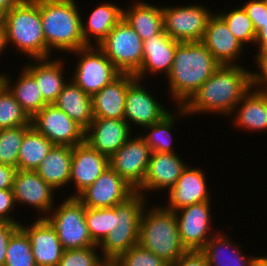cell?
<instances>
[{
	"instance_id": "obj_1",
	"label": "cell",
	"mask_w": 267,
	"mask_h": 266,
	"mask_svg": "<svg viewBox=\"0 0 267 266\" xmlns=\"http://www.w3.org/2000/svg\"><path fill=\"white\" fill-rule=\"evenodd\" d=\"M245 65H220L182 106L189 117L221 114L230 117L236 105L252 88V69Z\"/></svg>"
},
{
	"instance_id": "obj_2",
	"label": "cell",
	"mask_w": 267,
	"mask_h": 266,
	"mask_svg": "<svg viewBox=\"0 0 267 266\" xmlns=\"http://www.w3.org/2000/svg\"><path fill=\"white\" fill-rule=\"evenodd\" d=\"M219 66L201 41L179 43L165 78L172 102L182 107Z\"/></svg>"
},
{
	"instance_id": "obj_3",
	"label": "cell",
	"mask_w": 267,
	"mask_h": 266,
	"mask_svg": "<svg viewBox=\"0 0 267 266\" xmlns=\"http://www.w3.org/2000/svg\"><path fill=\"white\" fill-rule=\"evenodd\" d=\"M75 0H40V15L48 51L71 54L86 47L82 36V13ZM79 9V10H78Z\"/></svg>"
},
{
	"instance_id": "obj_4",
	"label": "cell",
	"mask_w": 267,
	"mask_h": 266,
	"mask_svg": "<svg viewBox=\"0 0 267 266\" xmlns=\"http://www.w3.org/2000/svg\"><path fill=\"white\" fill-rule=\"evenodd\" d=\"M7 46L29 59L49 58L40 15V0H23L4 14Z\"/></svg>"
},
{
	"instance_id": "obj_5",
	"label": "cell",
	"mask_w": 267,
	"mask_h": 266,
	"mask_svg": "<svg viewBox=\"0 0 267 266\" xmlns=\"http://www.w3.org/2000/svg\"><path fill=\"white\" fill-rule=\"evenodd\" d=\"M146 208L141 215L138 244L170 265L187 251L181 243L174 211L163 204Z\"/></svg>"
},
{
	"instance_id": "obj_6",
	"label": "cell",
	"mask_w": 267,
	"mask_h": 266,
	"mask_svg": "<svg viewBox=\"0 0 267 266\" xmlns=\"http://www.w3.org/2000/svg\"><path fill=\"white\" fill-rule=\"evenodd\" d=\"M147 201L143 194L135 192L126 201L111 207L110 233L98 245L107 263H112L138 244L141 215L150 204Z\"/></svg>"
},
{
	"instance_id": "obj_7",
	"label": "cell",
	"mask_w": 267,
	"mask_h": 266,
	"mask_svg": "<svg viewBox=\"0 0 267 266\" xmlns=\"http://www.w3.org/2000/svg\"><path fill=\"white\" fill-rule=\"evenodd\" d=\"M44 219L57 233L64 250L97 245L86 224L85 206L76 197L64 198Z\"/></svg>"
},
{
	"instance_id": "obj_8",
	"label": "cell",
	"mask_w": 267,
	"mask_h": 266,
	"mask_svg": "<svg viewBox=\"0 0 267 266\" xmlns=\"http://www.w3.org/2000/svg\"><path fill=\"white\" fill-rule=\"evenodd\" d=\"M71 53L79 59L70 79L91 97L121 74L98 46H86Z\"/></svg>"
},
{
	"instance_id": "obj_9",
	"label": "cell",
	"mask_w": 267,
	"mask_h": 266,
	"mask_svg": "<svg viewBox=\"0 0 267 266\" xmlns=\"http://www.w3.org/2000/svg\"><path fill=\"white\" fill-rule=\"evenodd\" d=\"M121 73L135 74L143 61V40L123 18L98 45Z\"/></svg>"
},
{
	"instance_id": "obj_10",
	"label": "cell",
	"mask_w": 267,
	"mask_h": 266,
	"mask_svg": "<svg viewBox=\"0 0 267 266\" xmlns=\"http://www.w3.org/2000/svg\"><path fill=\"white\" fill-rule=\"evenodd\" d=\"M164 31L177 42L202 41L213 12L200 3L162 6Z\"/></svg>"
},
{
	"instance_id": "obj_11",
	"label": "cell",
	"mask_w": 267,
	"mask_h": 266,
	"mask_svg": "<svg viewBox=\"0 0 267 266\" xmlns=\"http://www.w3.org/2000/svg\"><path fill=\"white\" fill-rule=\"evenodd\" d=\"M211 203L201 202L174 211L181 243L187 251H200L217 233L212 228Z\"/></svg>"
},
{
	"instance_id": "obj_12",
	"label": "cell",
	"mask_w": 267,
	"mask_h": 266,
	"mask_svg": "<svg viewBox=\"0 0 267 266\" xmlns=\"http://www.w3.org/2000/svg\"><path fill=\"white\" fill-rule=\"evenodd\" d=\"M31 126L54 145L74 147L85 142V129L54 104H47L36 113Z\"/></svg>"
},
{
	"instance_id": "obj_13",
	"label": "cell",
	"mask_w": 267,
	"mask_h": 266,
	"mask_svg": "<svg viewBox=\"0 0 267 266\" xmlns=\"http://www.w3.org/2000/svg\"><path fill=\"white\" fill-rule=\"evenodd\" d=\"M151 153L144 138L136 133L109 157V166L137 190L144 181Z\"/></svg>"
},
{
	"instance_id": "obj_14",
	"label": "cell",
	"mask_w": 267,
	"mask_h": 266,
	"mask_svg": "<svg viewBox=\"0 0 267 266\" xmlns=\"http://www.w3.org/2000/svg\"><path fill=\"white\" fill-rule=\"evenodd\" d=\"M144 86L142 80L136 78L127 89L124 119L132 130L137 125L144 130V127L159 122L171 111Z\"/></svg>"
},
{
	"instance_id": "obj_15",
	"label": "cell",
	"mask_w": 267,
	"mask_h": 266,
	"mask_svg": "<svg viewBox=\"0 0 267 266\" xmlns=\"http://www.w3.org/2000/svg\"><path fill=\"white\" fill-rule=\"evenodd\" d=\"M136 190L110 166L76 198L90 208H111L126 201Z\"/></svg>"
},
{
	"instance_id": "obj_16",
	"label": "cell",
	"mask_w": 267,
	"mask_h": 266,
	"mask_svg": "<svg viewBox=\"0 0 267 266\" xmlns=\"http://www.w3.org/2000/svg\"><path fill=\"white\" fill-rule=\"evenodd\" d=\"M12 190L16 205H28L32 209H37V218H44L55 206L56 190L36 171L17 170Z\"/></svg>"
},
{
	"instance_id": "obj_17",
	"label": "cell",
	"mask_w": 267,
	"mask_h": 266,
	"mask_svg": "<svg viewBox=\"0 0 267 266\" xmlns=\"http://www.w3.org/2000/svg\"><path fill=\"white\" fill-rule=\"evenodd\" d=\"M188 166L179 155L166 152H152L142 185L136 190L147 198V194L169 191ZM147 193V194H146Z\"/></svg>"
},
{
	"instance_id": "obj_18",
	"label": "cell",
	"mask_w": 267,
	"mask_h": 266,
	"mask_svg": "<svg viewBox=\"0 0 267 266\" xmlns=\"http://www.w3.org/2000/svg\"><path fill=\"white\" fill-rule=\"evenodd\" d=\"M220 65H242L238 62L245 46L233 35L225 21L213 13L201 41Z\"/></svg>"
},
{
	"instance_id": "obj_19",
	"label": "cell",
	"mask_w": 267,
	"mask_h": 266,
	"mask_svg": "<svg viewBox=\"0 0 267 266\" xmlns=\"http://www.w3.org/2000/svg\"><path fill=\"white\" fill-rule=\"evenodd\" d=\"M109 167V157L91 148L86 142L72 147V163L69 187L74 184L75 192L69 197H77Z\"/></svg>"
},
{
	"instance_id": "obj_20",
	"label": "cell",
	"mask_w": 267,
	"mask_h": 266,
	"mask_svg": "<svg viewBox=\"0 0 267 266\" xmlns=\"http://www.w3.org/2000/svg\"><path fill=\"white\" fill-rule=\"evenodd\" d=\"M203 169L187 166L168 193L165 208L176 211L182 207L212 201L207 177ZM210 192V193H209Z\"/></svg>"
},
{
	"instance_id": "obj_21",
	"label": "cell",
	"mask_w": 267,
	"mask_h": 266,
	"mask_svg": "<svg viewBox=\"0 0 267 266\" xmlns=\"http://www.w3.org/2000/svg\"><path fill=\"white\" fill-rule=\"evenodd\" d=\"M134 131L125 119L94 118L85 130V142L99 153L110 157Z\"/></svg>"
},
{
	"instance_id": "obj_22",
	"label": "cell",
	"mask_w": 267,
	"mask_h": 266,
	"mask_svg": "<svg viewBox=\"0 0 267 266\" xmlns=\"http://www.w3.org/2000/svg\"><path fill=\"white\" fill-rule=\"evenodd\" d=\"M180 42L172 39L165 31L143 41V61L140 69L134 74L137 79L145 82L146 76L152 74L168 76L177 45ZM162 73V74H161Z\"/></svg>"
},
{
	"instance_id": "obj_23",
	"label": "cell",
	"mask_w": 267,
	"mask_h": 266,
	"mask_svg": "<svg viewBox=\"0 0 267 266\" xmlns=\"http://www.w3.org/2000/svg\"><path fill=\"white\" fill-rule=\"evenodd\" d=\"M28 226L19 227L27 234L36 266H58L64 249L55 230L44 218H34Z\"/></svg>"
},
{
	"instance_id": "obj_24",
	"label": "cell",
	"mask_w": 267,
	"mask_h": 266,
	"mask_svg": "<svg viewBox=\"0 0 267 266\" xmlns=\"http://www.w3.org/2000/svg\"><path fill=\"white\" fill-rule=\"evenodd\" d=\"M52 58L27 59L28 63H24V68L35 78L47 104H53L56 101L66 81L69 80L64 79L66 78L64 59Z\"/></svg>"
},
{
	"instance_id": "obj_25",
	"label": "cell",
	"mask_w": 267,
	"mask_h": 266,
	"mask_svg": "<svg viewBox=\"0 0 267 266\" xmlns=\"http://www.w3.org/2000/svg\"><path fill=\"white\" fill-rule=\"evenodd\" d=\"M136 79L132 73H121L92 96L94 118L124 119L128 86Z\"/></svg>"
},
{
	"instance_id": "obj_26",
	"label": "cell",
	"mask_w": 267,
	"mask_h": 266,
	"mask_svg": "<svg viewBox=\"0 0 267 266\" xmlns=\"http://www.w3.org/2000/svg\"><path fill=\"white\" fill-rule=\"evenodd\" d=\"M217 231L200 250L209 266H255L262 256H248L235 244L228 232ZM230 238V239H229ZM232 240V241H231Z\"/></svg>"
},
{
	"instance_id": "obj_27",
	"label": "cell",
	"mask_w": 267,
	"mask_h": 266,
	"mask_svg": "<svg viewBox=\"0 0 267 266\" xmlns=\"http://www.w3.org/2000/svg\"><path fill=\"white\" fill-rule=\"evenodd\" d=\"M234 128L254 132L267 131V93L251 88L229 117Z\"/></svg>"
},
{
	"instance_id": "obj_28",
	"label": "cell",
	"mask_w": 267,
	"mask_h": 266,
	"mask_svg": "<svg viewBox=\"0 0 267 266\" xmlns=\"http://www.w3.org/2000/svg\"><path fill=\"white\" fill-rule=\"evenodd\" d=\"M101 3L95 6L88 18L83 20L82 17V36L86 46H98L123 19V8L119 4L105 3V1Z\"/></svg>"
},
{
	"instance_id": "obj_29",
	"label": "cell",
	"mask_w": 267,
	"mask_h": 266,
	"mask_svg": "<svg viewBox=\"0 0 267 266\" xmlns=\"http://www.w3.org/2000/svg\"><path fill=\"white\" fill-rule=\"evenodd\" d=\"M123 18L143 41L164 31L163 12L160 5L136 0L128 5V8H123Z\"/></svg>"
},
{
	"instance_id": "obj_30",
	"label": "cell",
	"mask_w": 267,
	"mask_h": 266,
	"mask_svg": "<svg viewBox=\"0 0 267 266\" xmlns=\"http://www.w3.org/2000/svg\"><path fill=\"white\" fill-rule=\"evenodd\" d=\"M71 163L72 147L54 145L35 171L57 191L69 186Z\"/></svg>"
},
{
	"instance_id": "obj_31",
	"label": "cell",
	"mask_w": 267,
	"mask_h": 266,
	"mask_svg": "<svg viewBox=\"0 0 267 266\" xmlns=\"http://www.w3.org/2000/svg\"><path fill=\"white\" fill-rule=\"evenodd\" d=\"M53 104L85 130L94 119L92 97L70 78Z\"/></svg>"
},
{
	"instance_id": "obj_32",
	"label": "cell",
	"mask_w": 267,
	"mask_h": 266,
	"mask_svg": "<svg viewBox=\"0 0 267 266\" xmlns=\"http://www.w3.org/2000/svg\"><path fill=\"white\" fill-rule=\"evenodd\" d=\"M22 68L17 81L14 82L11 80V75H8V73L6 75L5 72L4 85L10 90L27 115L32 118L47 103L43 99L35 78L24 67Z\"/></svg>"
},
{
	"instance_id": "obj_33",
	"label": "cell",
	"mask_w": 267,
	"mask_h": 266,
	"mask_svg": "<svg viewBox=\"0 0 267 266\" xmlns=\"http://www.w3.org/2000/svg\"><path fill=\"white\" fill-rule=\"evenodd\" d=\"M175 107L177 109L174 111V113L173 111H170L159 122L144 127L146 131H136L139 133L141 131L140 135L144 138L146 144L150 147L151 152L175 153L174 144H172L174 139L172 133L174 132L173 130L176 126L175 123L180 117H185L186 119V117L188 116L182 107H177L176 105Z\"/></svg>"
},
{
	"instance_id": "obj_34",
	"label": "cell",
	"mask_w": 267,
	"mask_h": 266,
	"mask_svg": "<svg viewBox=\"0 0 267 266\" xmlns=\"http://www.w3.org/2000/svg\"><path fill=\"white\" fill-rule=\"evenodd\" d=\"M53 146L54 144L50 140L31 127L24 134L18 155L17 169L35 171Z\"/></svg>"
},
{
	"instance_id": "obj_35",
	"label": "cell",
	"mask_w": 267,
	"mask_h": 266,
	"mask_svg": "<svg viewBox=\"0 0 267 266\" xmlns=\"http://www.w3.org/2000/svg\"><path fill=\"white\" fill-rule=\"evenodd\" d=\"M234 8V9H233ZM230 11H218V15L225 21L233 35L244 45L254 46L256 32L251 19L242 6L233 7Z\"/></svg>"
},
{
	"instance_id": "obj_36",
	"label": "cell",
	"mask_w": 267,
	"mask_h": 266,
	"mask_svg": "<svg viewBox=\"0 0 267 266\" xmlns=\"http://www.w3.org/2000/svg\"><path fill=\"white\" fill-rule=\"evenodd\" d=\"M31 125V118L4 85L0 89V129Z\"/></svg>"
},
{
	"instance_id": "obj_37",
	"label": "cell",
	"mask_w": 267,
	"mask_h": 266,
	"mask_svg": "<svg viewBox=\"0 0 267 266\" xmlns=\"http://www.w3.org/2000/svg\"><path fill=\"white\" fill-rule=\"evenodd\" d=\"M4 266H36L29 238L20 227L10 236Z\"/></svg>"
},
{
	"instance_id": "obj_38",
	"label": "cell",
	"mask_w": 267,
	"mask_h": 266,
	"mask_svg": "<svg viewBox=\"0 0 267 266\" xmlns=\"http://www.w3.org/2000/svg\"><path fill=\"white\" fill-rule=\"evenodd\" d=\"M24 125L0 129V163L17 168L18 155L24 134L31 128Z\"/></svg>"
},
{
	"instance_id": "obj_39",
	"label": "cell",
	"mask_w": 267,
	"mask_h": 266,
	"mask_svg": "<svg viewBox=\"0 0 267 266\" xmlns=\"http://www.w3.org/2000/svg\"><path fill=\"white\" fill-rule=\"evenodd\" d=\"M85 220L92 240L99 245L110 233L111 208L85 207Z\"/></svg>"
},
{
	"instance_id": "obj_40",
	"label": "cell",
	"mask_w": 267,
	"mask_h": 266,
	"mask_svg": "<svg viewBox=\"0 0 267 266\" xmlns=\"http://www.w3.org/2000/svg\"><path fill=\"white\" fill-rule=\"evenodd\" d=\"M99 246L64 250L58 266H104Z\"/></svg>"
},
{
	"instance_id": "obj_41",
	"label": "cell",
	"mask_w": 267,
	"mask_h": 266,
	"mask_svg": "<svg viewBox=\"0 0 267 266\" xmlns=\"http://www.w3.org/2000/svg\"><path fill=\"white\" fill-rule=\"evenodd\" d=\"M112 263L114 266H169L160 257L148 251L140 244L131 247Z\"/></svg>"
},
{
	"instance_id": "obj_42",
	"label": "cell",
	"mask_w": 267,
	"mask_h": 266,
	"mask_svg": "<svg viewBox=\"0 0 267 266\" xmlns=\"http://www.w3.org/2000/svg\"><path fill=\"white\" fill-rule=\"evenodd\" d=\"M258 72L252 71V88L257 91L267 93V47L260 51H256L253 57Z\"/></svg>"
},
{
	"instance_id": "obj_43",
	"label": "cell",
	"mask_w": 267,
	"mask_h": 266,
	"mask_svg": "<svg viewBox=\"0 0 267 266\" xmlns=\"http://www.w3.org/2000/svg\"><path fill=\"white\" fill-rule=\"evenodd\" d=\"M242 7L251 19L255 32L262 28V23L267 16L265 0H247Z\"/></svg>"
},
{
	"instance_id": "obj_44",
	"label": "cell",
	"mask_w": 267,
	"mask_h": 266,
	"mask_svg": "<svg viewBox=\"0 0 267 266\" xmlns=\"http://www.w3.org/2000/svg\"><path fill=\"white\" fill-rule=\"evenodd\" d=\"M16 201L12 189H0V222L20 224L21 221L12 217L16 208ZM13 211V212H12Z\"/></svg>"
},
{
	"instance_id": "obj_45",
	"label": "cell",
	"mask_w": 267,
	"mask_h": 266,
	"mask_svg": "<svg viewBox=\"0 0 267 266\" xmlns=\"http://www.w3.org/2000/svg\"><path fill=\"white\" fill-rule=\"evenodd\" d=\"M20 224L0 222V266H4L7 254V245L12 233Z\"/></svg>"
},
{
	"instance_id": "obj_46",
	"label": "cell",
	"mask_w": 267,
	"mask_h": 266,
	"mask_svg": "<svg viewBox=\"0 0 267 266\" xmlns=\"http://www.w3.org/2000/svg\"><path fill=\"white\" fill-rule=\"evenodd\" d=\"M169 266H209L206 257L201 251H186L181 257Z\"/></svg>"
},
{
	"instance_id": "obj_47",
	"label": "cell",
	"mask_w": 267,
	"mask_h": 266,
	"mask_svg": "<svg viewBox=\"0 0 267 266\" xmlns=\"http://www.w3.org/2000/svg\"><path fill=\"white\" fill-rule=\"evenodd\" d=\"M17 168L0 163V189H12Z\"/></svg>"
},
{
	"instance_id": "obj_48",
	"label": "cell",
	"mask_w": 267,
	"mask_h": 266,
	"mask_svg": "<svg viewBox=\"0 0 267 266\" xmlns=\"http://www.w3.org/2000/svg\"><path fill=\"white\" fill-rule=\"evenodd\" d=\"M254 44L258 48V51L267 47V16L262 23V28L256 33Z\"/></svg>"
},
{
	"instance_id": "obj_49",
	"label": "cell",
	"mask_w": 267,
	"mask_h": 266,
	"mask_svg": "<svg viewBox=\"0 0 267 266\" xmlns=\"http://www.w3.org/2000/svg\"><path fill=\"white\" fill-rule=\"evenodd\" d=\"M22 1L23 0H0V10L5 14Z\"/></svg>"
},
{
	"instance_id": "obj_50",
	"label": "cell",
	"mask_w": 267,
	"mask_h": 266,
	"mask_svg": "<svg viewBox=\"0 0 267 266\" xmlns=\"http://www.w3.org/2000/svg\"><path fill=\"white\" fill-rule=\"evenodd\" d=\"M7 47V42H6V31H5V26L3 23H0V55L3 53L4 50Z\"/></svg>"
},
{
	"instance_id": "obj_51",
	"label": "cell",
	"mask_w": 267,
	"mask_h": 266,
	"mask_svg": "<svg viewBox=\"0 0 267 266\" xmlns=\"http://www.w3.org/2000/svg\"><path fill=\"white\" fill-rule=\"evenodd\" d=\"M255 266H267V255H262V257L257 261Z\"/></svg>"
},
{
	"instance_id": "obj_52",
	"label": "cell",
	"mask_w": 267,
	"mask_h": 266,
	"mask_svg": "<svg viewBox=\"0 0 267 266\" xmlns=\"http://www.w3.org/2000/svg\"><path fill=\"white\" fill-rule=\"evenodd\" d=\"M4 72L3 73H0V89L4 86Z\"/></svg>"
},
{
	"instance_id": "obj_53",
	"label": "cell",
	"mask_w": 267,
	"mask_h": 266,
	"mask_svg": "<svg viewBox=\"0 0 267 266\" xmlns=\"http://www.w3.org/2000/svg\"><path fill=\"white\" fill-rule=\"evenodd\" d=\"M4 13L0 10V23H3Z\"/></svg>"
},
{
	"instance_id": "obj_54",
	"label": "cell",
	"mask_w": 267,
	"mask_h": 266,
	"mask_svg": "<svg viewBox=\"0 0 267 266\" xmlns=\"http://www.w3.org/2000/svg\"><path fill=\"white\" fill-rule=\"evenodd\" d=\"M104 266H114L113 263H106Z\"/></svg>"
}]
</instances>
